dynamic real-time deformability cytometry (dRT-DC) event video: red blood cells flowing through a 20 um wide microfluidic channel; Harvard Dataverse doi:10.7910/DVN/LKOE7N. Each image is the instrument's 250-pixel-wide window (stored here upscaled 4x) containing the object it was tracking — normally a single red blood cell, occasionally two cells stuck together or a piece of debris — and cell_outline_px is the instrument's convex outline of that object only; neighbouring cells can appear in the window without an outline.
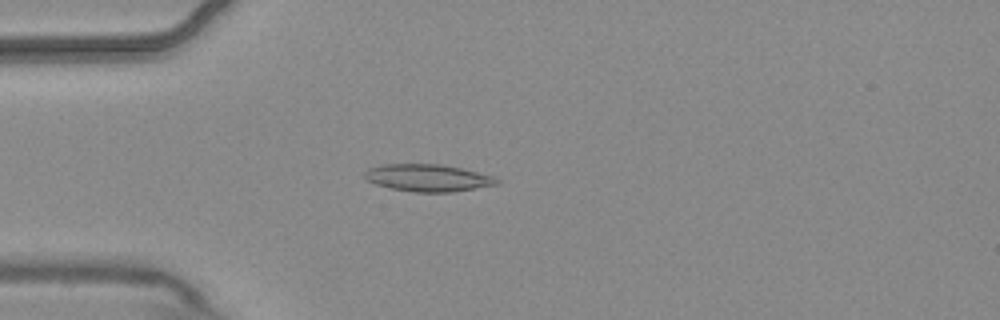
{"species": "common noctule bat (a hibernating species)", "species_latin": "Nyctalus noctula", "temperature_condition": "warm", "stored_images_in_passage": 4, "camera_frame_rate_fps": 3000, "um_per_image_px": 0.085, "animal": {"sex": "male", "body_mass_g": 20.4}, "frame": {"image": 1, "passage_image": 3, "time_ms": 0.667, "image_size_px": [1000, 320], "cell_outline_px": [[500, 184], [452, 192], [412, 192], [392, 188], [376, 184], [368, 180], [364, 176], [364, 172], [368, 168], [384, 164], [440, 164], [460, 168], [492, 176], [500, 180]], "centroid_in_image_um": [36.37, 15.12], "position_along_channel_um": 48.6, "area_um2": 20.81}}